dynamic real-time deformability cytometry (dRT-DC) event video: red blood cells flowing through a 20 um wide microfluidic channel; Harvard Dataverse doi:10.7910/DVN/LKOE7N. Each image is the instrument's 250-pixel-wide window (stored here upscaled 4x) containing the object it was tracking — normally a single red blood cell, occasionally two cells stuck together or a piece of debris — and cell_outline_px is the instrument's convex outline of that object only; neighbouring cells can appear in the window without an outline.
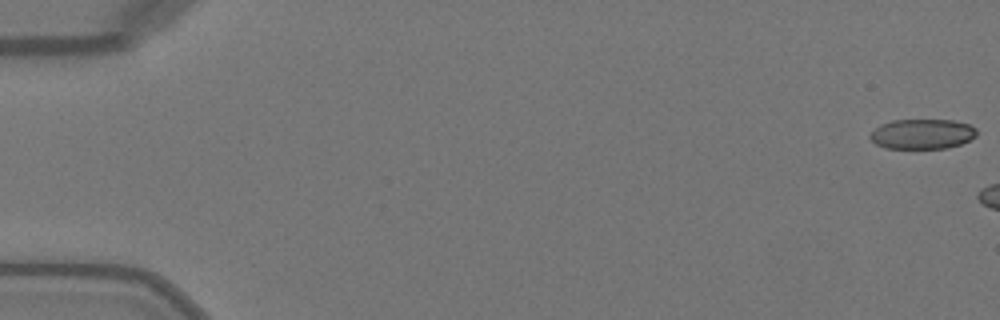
{"species": "Egyptian fruit bat (a non-hibernating species)", "species_latin": "Rousettus aegyptiacus", "temperature_condition": "warm", "stored_images_in_passage": 6, "camera_frame_rate_fps": 3000, "um_per_image_px": 0.085, "animal": {"sex": "female"}, "frame": {"image": 1, "passage_image": 1, "time_ms": 0.0, "image_size_px": [1000, 320], "cell_outline_px": [[976, 136], [960, 144], [948, 148], [884, 148], [876, 144], [868, 136], [880, 124], [892, 120], [952, 120], [968, 124], [976, 128]], "centroid_in_image_um": [78.38, 11.39], "position_along_channel_um": 6.6, "area_um2": 18.55}}